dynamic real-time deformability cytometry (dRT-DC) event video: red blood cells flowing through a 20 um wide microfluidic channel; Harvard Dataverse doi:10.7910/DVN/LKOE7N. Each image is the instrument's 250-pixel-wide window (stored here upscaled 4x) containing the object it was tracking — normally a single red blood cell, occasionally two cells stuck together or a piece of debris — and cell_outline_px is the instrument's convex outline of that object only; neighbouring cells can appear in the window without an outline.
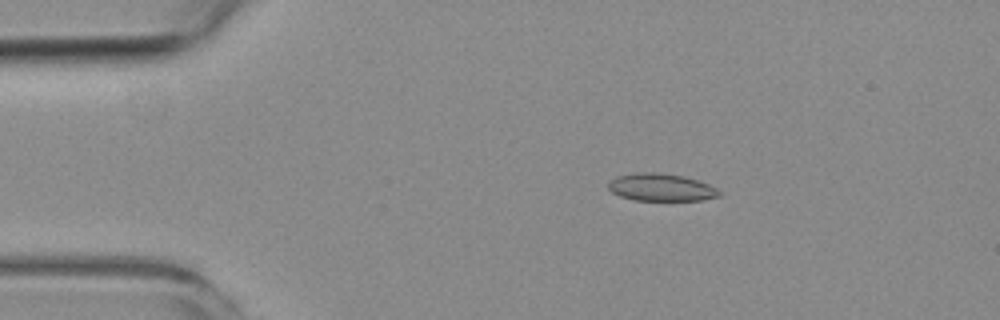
{"species": "common noctule bat (a hibernating species)", "species_latin": "Nyctalus noctula", "temperature_condition": "room temperature", "stored_images_in_passage": 8, "camera_frame_rate_fps": 3000, "um_per_image_px": 0.085, "animal": {"sex": "female", "body_mass_g": 19.3, "forearm_length_mm": 54.1}, "frame": {"image": 1, "passage_image": 2, "time_ms": 1.333, "image_size_px": [1000, 320], "cell_outline_px": [[720, 196], [700, 200], [632, 200], [620, 196], [612, 192], [608, 188], [608, 180], [616, 176], [636, 172], [660, 172], [684, 176], [708, 184], [716, 188], [720, 192]], "centroid_in_image_um": [56.14, 15.91], "position_along_channel_um": 28.9, "area_um2": 17.86}}
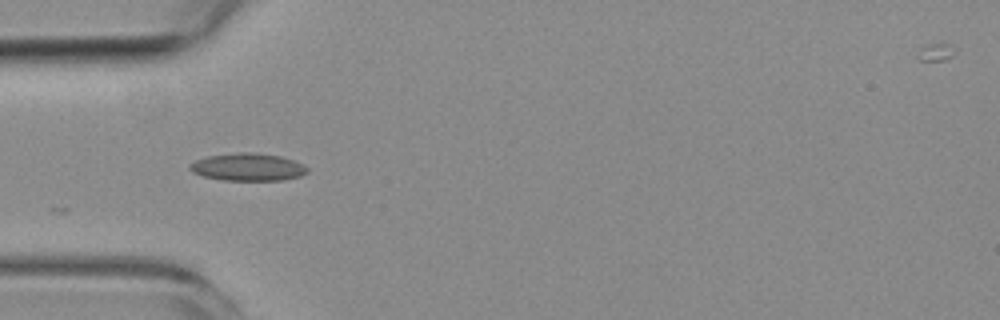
{"frame": {"image": 2, "passage_image": 4, "time_ms": 3.667, "image_size_px": [1000, 320], "cell_outline_px": [[308, 172], [300, 176], [284, 180], [220, 180], [204, 176], [192, 172], [188, 168], [188, 164], [196, 160], [208, 156], [240, 152], [252, 152], [280, 156], [304, 164], [308, 168]], "centroid_in_image_um": [21.06, 14.2], "position_along_channel_um": 63.9, "area_um2": 18.9}}
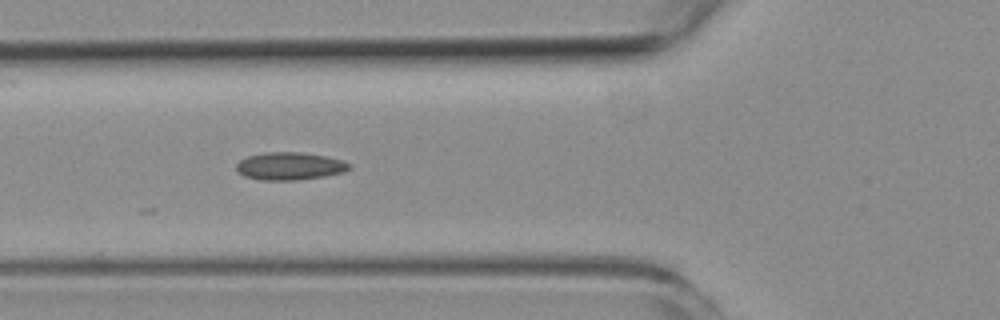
{"frame": {"image": 3, "passage_image": 5, "time_ms": 4.667, "image_size_px": [1000, 320], "cell_outline_px": [[352, 168], [344, 172], [324, 176], [296, 180], [260, 180], [244, 176], [236, 168], [236, 164], [240, 160], [248, 156], [264, 152], [300, 152], [324, 156], [340, 160], [352, 164]], "centroid_in_image_um": [24.63, 14.12], "position_along_channel_um": 101.2, "area_um2": 18.15}}